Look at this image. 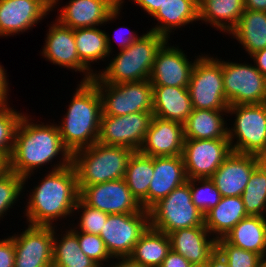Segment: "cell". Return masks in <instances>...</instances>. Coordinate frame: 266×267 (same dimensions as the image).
Returning a JSON list of instances; mask_svg holds the SVG:
<instances>
[{
	"mask_svg": "<svg viewBox=\"0 0 266 267\" xmlns=\"http://www.w3.org/2000/svg\"><path fill=\"white\" fill-rule=\"evenodd\" d=\"M226 116L227 110L193 109L184 123V138L228 139L227 121L230 119L227 120Z\"/></svg>",
	"mask_w": 266,
	"mask_h": 267,
	"instance_id": "4316f807",
	"label": "cell"
},
{
	"mask_svg": "<svg viewBox=\"0 0 266 267\" xmlns=\"http://www.w3.org/2000/svg\"><path fill=\"white\" fill-rule=\"evenodd\" d=\"M52 8L43 0H0V37L29 32Z\"/></svg>",
	"mask_w": 266,
	"mask_h": 267,
	"instance_id": "d6986e66",
	"label": "cell"
},
{
	"mask_svg": "<svg viewBox=\"0 0 266 267\" xmlns=\"http://www.w3.org/2000/svg\"><path fill=\"white\" fill-rule=\"evenodd\" d=\"M55 8L59 10L56 19L73 30L113 23L119 19L123 10L120 0H69L63 6L56 3L52 11L56 10Z\"/></svg>",
	"mask_w": 266,
	"mask_h": 267,
	"instance_id": "7c38bea8",
	"label": "cell"
},
{
	"mask_svg": "<svg viewBox=\"0 0 266 267\" xmlns=\"http://www.w3.org/2000/svg\"><path fill=\"white\" fill-rule=\"evenodd\" d=\"M227 114L235 116L228 128L231 150L266 159V102L229 106Z\"/></svg>",
	"mask_w": 266,
	"mask_h": 267,
	"instance_id": "8992f818",
	"label": "cell"
},
{
	"mask_svg": "<svg viewBox=\"0 0 266 267\" xmlns=\"http://www.w3.org/2000/svg\"><path fill=\"white\" fill-rule=\"evenodd\" d=\"M75 213L80 214L77 215ZM73 215L76 216L75 219L78 218L77 216H80L78 219L79 221L77 220V224L73 223L75 219L70 221V223L72 222L70 225L77 231L100 235L109 214L86 205L80 198H78Z\"/></svg>",
	"mask_w": 266,
	"mask_h": 267,
	"instance_id": "f35d334b",
	"label": "cell"
},
{
	"mask_svg": "<svg viewBox=\"0 0 266 267\" xmlns=\"http://www.w3.org/2000/svg\"><path fill=\"white\" fill-rule=\"evenodd\" d=\"M254 66L266 77V48L250 55Z\"/></svg>",
	"mask_w": 266,
	"mask_h": 267,
	"instance_id": "7dc6e473",
	"label": "cell"
},
{
	"mask_svg": "<svg viewBox=\"0 0 266 267\" xmlns=\"http://www.w3.org/2000/svg\"><path fill=\"white\" fill-rule=\"evenodd\" d=\"M231 152L229 139H184L187 179L210 178Z\"/></svg>",
	"mask_w": 266,
	"mask_h": 267,
	"instance_id": "5bb4252c",
	"label": "cell"
},
{
	"mask_svg": "<svg viewBox=\"0 0 266 267\" xmlns=\"http://www.w3.org/2000/svg\"><path fill=\"white\" fill-rule=\"evenodd\" d=\"M170 250L169 235L149 226L129 256L144 267H160Z\"/></svg>",
	"mask_w": 266,
	"mask_h": 267,
	"instance_id": "d6a6232c",
	"label": "cell"
},
{
	"mask_svg": "<svg viewBox=\"0 0 266 267\" xmlns=\"http://www.w3.org/2000/svg\"><path fill=\"white\" fill-rule=\"evenodd\" d=\"M241 197L247 215L266 217V159L253 170Z\"/></svg>",
	"mask_w": 266,
	"mask_h": 267,
	"instance_id": "e575fe53",
	"label": "cell"
},
{
	"mask_svg": "<svg viewBox=\"0 0 266 267\" xmlns=\"http://www.w3.org/2000/svg\"><path fill=\"white\" fill-rule=\"evenodd\" d=\"M152 118L153 112H137L123 116L101 115L97 142L139 151Z\"/></svg>",
	"mask_w": 266,
	"mask_h": 267,
	"instance_id": "4fadbf2b",
	"label": "cell"
},
{
	"mask_svg": "<svg viewBox=\"0 0 266 267\" xmlns=\"http://www.w3.org/2000/svg\"><path fill=\"white\" fill-rule=\"evenodd\" d=\"M245 9L266 12V0H244Z\"/></svg>",
	"mask_w": 266,
	"mask_h": 267,
	"instance_id": "f907efd6",
	"label": "cell"
},
{
	"mask_svg": "<svg viewBox=\"0 0 266 267\" xmlns=\"http://www.w3.org/2000/svg\"><path fill=\"white\" fill-rule=\"evenodd\" d=\"M44 2H46L51 8H53L54 5H56V3H60L62 0H43Z\"/></svg>",
	"mask_w": 266,
	"mask_h": 267,
	"instance_id": "816d5d0a",
	"label": "cell"
},
{
	"mask_svg": "<svg viewBox=\"0 0 266 267\" xmlns=\"http://www.w3.org/2000/svg\"><path fill=\"white\" fill-rule=\"evenodd\" d=\"M193 204L205 215L221 200V194L210 178L187 179Z\"/></svg>",
	"mask_w": 266,
	"mask_h": 267,
	"instance_id": "74e56055",
	"label": "cell"
},
{
	"mask_svg": "<svg viewBox=\"0 0 266 267\" xmlns=\"http://www.w3.org/2000/svg\"><path fill=\"white\" fill-rule=\"evenodd\" d=\"M54 121L49 124L40 121L35 123L26 112L20 119L7 168L24 177V192L27 190L25 185L28 180L32 179L31 176L37 173L39 168L40 171L50 164L52 169L49 167V170L55 171L71 165L72 154L63 145Z\"/></svg>",
	"mask_w": 266,
	"mask_h": 267,
	"instance_id": "6da1fadb",
	"label": "cell"
},
{
	"mask_svg": "<svg viewBox=\"0 0 266 267\" xmlns=\"http://www.w3.org/2000/svg\"><path fill=\"white\" fill-rule=\"evenodd\" d=\"M135 3V5L139 6L140 9H142L145 13H148L147 15L153 16L159 9L160 6L163 5V3L166 0H131ZM125 0H120V4L124 6Z\"/></svg>",
	"mask_w": 266,
	"mask_h": 267,
	"instance_id": "f6af8a7d",
	"label": "cell"
},
{
	"mask_svg": "<svg viewBox=\"0 0 266 267\" xmlns=\"http://www.w3.org/2000/svg\"><path fill=\"white\" fill-rule=\"evenodd\" d=\"M153 175V157L134 151L129 158L124 179L133 196L145 210H148V188Z\"/></svg>",
	"mask_w": 266,
	"mask_h": 267,
	"instance_id": "836d02e7",
	"label": "cell"
},
{
	"mask_svg": "<svg viewBox=\"0 0 266 267\" xmlns=\"http://www.w3.org/2000/svg\"><path fill=\"white\" fill-rule=\"evenodd\" d=\"M102 99V115L123 116L137 112H152L153 86L151 81L103 83L97 76L91 80Z\"/></svg>",
	"mask_w": 266,
	"mask_h": 267,
	"instance_id": "9c48e42d",
	"label": "cell"
},
{
	"mask_svg": "<svg viewBox=\"0 0 266 267\" xmlns=\"http://www.w3.org/2000/svg\"><path fill=\"white\" fill-rule=\"evenodd\" d=\"M262 267H266V256L263 258Z\"/></svg>",
	"mask_w": 266,
	"mask_h": 267,
	"instance_id": "db71d44e",
	"label": "cell"
},
{
	"mask_svg": "<svg viewBox=\"0 0 266 267\" xmlns=\"http://www.w3.org/2000/svg\"><path fill=\"white\" fill-rule=\"evenodd\" d=\"M217 250L229 267H262L263 258L259 254L235 247L223 238L217 240Z\"/></svg>",
	"mask_w": 266,
	"mask_h": 267,
	"instance_id": "60d3db41",
	"label": "cell"
},
{
	"mask_svg": "<svg viewBox=\"0 0 266 267\" xmlns=\"http://www.w3.org/2000/svg\"><path fill=\"white\" fill-rule=\"evenodd\" d=\"M57 125L63 145L73 154L98 140L102 99L92 81H79Z\"/></svg>",
	"mask_w": 266,
	"mask_h": 267,
	"instance_id": "3957f363",
	"label": "cell"
},
{
	"mask_svg": "<svg viewBox=\"0 0 266 267\" xmlns=\"http://www.w3.org/2000/svg\"><path fill=\"white\" fill-rule=\"evenodd\" d=\"M67 228L62 226L59 233L54 227L52 267H100L81 251L77 235Z\"/></svg>",
	"mask_w": 266,
	"mask_h": 267,
	"instance_id": "1f68e13d",
	"label": "cell"
},
{
	"mask_svg": "<svg viewBox=\"0 0 266 267\" xmlns=\"http://www.w3.org/2000/svg\"><path fill=\"white\" fill-rule=\"evenodd\" d=\"M25 230L14 233V267H52L54 226L26 225Z\"/></svg>",
	"mask_w": 266,
	"mask_h": 267,
	"instance_id": "2e32d148",
	"label": "cell"
},
{
	"mask_svg": "<svg viewBox=\"0 0 266 267\" xmlns=\"http://www.w3.org/2000/svg\"><path fill=\"white\" fill-rule=\"evenodd\" d=\"M184 139V124L153 116L139 152L152 157L182 156Z\"/></svg>",
	"mask_w": 266,
	"mask_h": 267,
	"instance_id": "44dd1931",
	"label": "cell"
},
{
	"mask_svg": "<svg viewBox=\"0 0 266 267\" xmlns=\"http://www.w3.org/2000/svg\"><path fill=\"white\" fill-rule=\"evenodd\" d=\"M148 211L150 227L168 235L179 229L204 225V214L193 204L187 181Z\"/></svg>",
	"mask_w": 266,
	"mask_h": 267,
	"instance_id": "52a82bcc",
	"label": "cell"
},
{
	"mask_svg": "<svg viewBox=\"0 0 266 267\" xmlns=\"http://www.w3.org/2000/svg\"><path fill=\"white\" fill-rule=\"evenodd\" d=\"M15 246L11 235L0 239V267H14Z\"/></svg>",
	"mask_w": 266,
	"mask_h": 267,
	"instance_id": "b9f144b4",
	"label": "cell"
},
{
	"mask_svg": "<svg viewBox=\"0 0 266 267\" xmlns=\"http://www.w3.org/2000/svg\"><path fill=\"white\" fill-rule=\"evenodd\" d=\"M196 60L188 84L193 109L228 110L221 58L202 54Z\"/></svg>",
	"mask_w": 266,
	"mask_h": 267,
	"instance_id": "ba28073f",
	"label": "cell"
},
{
	"mask_svg": "<svg viewBox=\"0 0 266 267\" xmlns=\"http://www.w3.org/2000/svg\"><path fill=\"white\" fill-rule=\"evenodd\" d=\"M245 11L244 0H198L200 23L229 34Z\"/></svg>",
	"mask_w": 266,
	"mask_h": 267,
	"instance_id": "83f0119b",
	"label": "cell"
},
{
	"mask_svg": "<svg viewBox=\"0 0 266 267\" xmlns=\"http://www.w3.org/2000/svg\"><path fill=\"white\" fill-rule=\"evenodd\" d=\"M261 157L232 151L210 179L222 197L241 196Z\"/></svg>",
	"mask_w": 266,
	"mask_h": 267,
	"instance_id": "ffe728a7",
	"label": "cell"
},
{
	"mask_svg": "<svg viewBox=\"0 0 266 267\" xmlns=\"http://www.w3.org/2000/svg\"><path fill=\"white\" fill-rule=\"evenodd\" d=\"M130 30L131 29L127 28V26L126 27L122 26L120 28H117V30L115 29L113 38L115 39L114 41L115 42L117 41L119 45L118 51L128 48L133 42H135L141 36V35H138L137 31L134 32L133 30L132 31Z\"/></svg>",
	"mask_w": 266,
	"mask_h": 267,
	"instance_id": "7bdbcfd3",
	"label": "cell"
},
{
	"mask_svg": "<svg viewBox=\"0 0 266 267\" xmlns=\"http://www.w3.org/2000/svg\"><path fill=\"white\" fill-rule=\"evenodd\" d=\"M149 226V211L145 209L137 213L109 214L99 236L112 258L129 256Z\"/></svg>",
	"mask_w": 266,
	"mask_h": 267,
	"instance_id": "8fae6325",
	"label": "cell"
},
{
	"mask_svg": "<svg viewBox=\"0 0 266 267\" xmlns=\"http://www.w3.org/2000/svg\"><path fill=\"white\" fill-rule=\"evenodd\" d=\"M169 41L158 49L149 80L152 85L188 87L193 66L201 55H195L191 61L185 50L176 44L172 46Z\"/></svg>",
	"mask_w": 266,
	"mask_h": 267,
	"instance_id": "ac0fdd59",
	"label": "cell"
},
{
	"mask_svg": "<svg viewBox=\"0 0 266 267\" xmlns=\"http://www.w3.org/2000/svg\"><path fill=\"white\" fill-rule=\"evenodd\" d=\"M24 177L17 175L6 168L0 173V220L8 215L10 209L14 208L17 202L25 194ZM23 193V194H22ZM16 203V204H15Z\"/></svg>",
	"mask_w": 266,
	"mask_h": 267,
	"instance_id": "8d00e7d4",
	"label": "cell"
},
{
	"mask_svg": "<svg viewBox=\"0 0 266 267\" xmlns=\"http://www.w3.org/2000/svg\"><path fill=\"white\" fill-rule=\"evenodd\" d=\"M52 23V24H51ZM48 27L41 55L53 65L67 68L69 71L81 73L80 81H91L96 75L79 59L74 30L62 25L57 19Z\"/></svg>",
	"mask_w": 266,
	"mask_h": 267,
	"instance_id": "9a60e30c",
	"label": "cell"
},
{
	"mask_svg": "<svg viewBox=\"0 0 266 267\" xmlns=\"http://www.w3.org/2000/svg\"><path fill=\"white\" fill-rule=\"evenodd\" d=\"M105 30L95 27L74 29V38L79 59L96 75L94 63L107 61L114 52L112 37ZM113 50V51H112ZM107 58V60H106Z\"/></svg>",
	"mask_w": 266,
	"mask_h": 267,
	"instance_id": "484cf974",
	"label": "cell"
},
{
	"mask_svg": "<svg viewBox=\"0 0 266 267\" xmlns=\"http://www.w3.org/2000/svg\"><path fill=\"white\" fill-rule=\"evenodd\" d=\"M68 227L77 235L81 251L100 267H107L112 257L106 250L103 239L97 234L79 232L70 225Z\"/></svg>",
	"mask_w": 266,
	"mask_h": 267,
	"instance_id": "ab89813d",
	"label": "cell"
},
{
	"mask_svg": "<svg viewBox=\"0 0 266 267\" xmlns=\"http://www.w3.org/2000/svg\"><path fill=\"white\" fill-rule=\"evenodd\" d=\"M79 198L86 205L107 214L137 213L143 210L124 178L84 186L79 190Z\"/></svg>",
	"mask_w": 266,
	"mask_h": 267,
	"instance_id": "e0dca14e",
	"label": "cell"
},
{
	"mask_svg": "<svg viewBox=\"0 0 266 267\" xmlns=\"http://www.w3.org/2000/svg\"><path fill=\"white\" fill-rule=\"evenodd\" d=\"M152 18L157 20V24L149 31L163 35L169 40L176 29L180 30L183 26L185 28L199 21L198 0H166Z\"/></svg>",
	"mask_w": 266,
	"mask_h": 267,
	"instance_id": "d4e9b609",
	"label": "cell"
},
{
	"mask_svg": "<svg viewBox=\"0 0 266 267\" xmlns=\"http://www.w3.org/2000/svg\"><path fill=\"white\" fill-rule=\"evenodd\" d=\"M246 216L241 196L221 197L220 202L204 215V224L212 237L218 240Z\"/></svg>",
	"mask_w": 266,
	"mask_h": 267,
	"instance_id": "f546056e",
	"label": "cell"
},
{
	"mask_svg": "<svg viewBox=\"0 0 266 267\" xmlns=\"http://www.w3.org/2000/svg\"><path fill=\"white\" fill-rule=\"evenodd\" d=\"M166 40L163 35L153 31H143L128 48L109 56L111 59L107 62L106 68L99 69L96 76L108 84L148 80L156 53Z\"/></svg>",
	"mask_w": 266,
	"mask_h": 267,
	"instance_id": "277c9868",
	"label": "cell"
},
{
	"mask_svg": "<svg viewBox=\"0 0 266 267\" xmlns=\"http://www.w3.org/2000/svg\"><path fill=\"white\" fill-rule=\"evenodd\" d=\"M160 267H194L185 257L172 249L161 263Z\"/></svg>",
	"mask_w": 266,
	"mask_h": 267,
	"instance_id": "ee69618b",
	"label": "cell"
},
{
	"mask_svg": "<svg viewBox=\"0 0 266 267\" xmlns=\"http://www.w3.org/2000/svg\"><path fill=\"white\" fill-rule=\"evenodd\" d=\"M229 244L266 256V217L246 216L223 238Z\"/></svg>",
	"mask_w": 266,
	"mask_h": 267,
	"instance_id": "f1b7e54d",
	"label": "cell"
},
{
	"mask_svg": "<svg viewBox=\"0 0 266 267\" xmlns=\"http://www.w3.org/2000/svg\"><path fill=\"white\" fill-rule=\"evenodd\" d=\"M171 249L194 267H205L217 249V240L203 226L183 228L169 234Z\"/></svg>",
	"mask_w": 266,
	"mask_h": 267,
	"instance_id": "7402d4cb",
	"label": "cell"
},
{
	"mask_svg": "<svg viewBox=\"0 0 266 267\" xmlns=\"http://www.w3.org/2000/svg\"><path fill=\"white\" fill-rule=\"evenodd\" d=\"M46 172L45 176L41 174L43 177L31 192L27 190L29 193H26L23 216H26L25 223L31 226L55 227L57 221L67 218L70 221L74 216L79 190L73 165L55 171L47 169Z\"/></svg>",
	"mask_w": 266,
	"mask_h": 267,
	"instance_id": "7a4b0ae2",
	"label": "cell"
},
{
	"mask_svg": "<svg viewBox=\"0 0 266 267\" xmlns=\"http://www.w3.org/2000/svg\"><path fill=\"white\" fill-rule=\"evenodd\" d=\"M116 259V260H115ZM107 267H144L130 256H120L112 258V262Z\"/></svg>",
	"mask_w": 266,
	"mask_h": 267,
	"instance_id": "c3c4849f",
	"label": "cell"
},
{
	"mask_svg": "<svg viewBox=\"0 0 266 267\" xmlns=\"http://www.w3.org/2000/svg\"><path fill=\"white\" fill-rule=\"evenodd\" d=\"M133 150L96 142L72 154L78 190L84 186L123 179Z\"/></svg>",
	"mask_w": 266,
	"mask_h": 267,
	"instance_id": "5b68a950",
	"label": "cell"
},
{
	"mask_svg": "<svg viewBox=\"0 0 266 267\" xmlns=\"http://www.w3.org/2000/svg\"><path fill=\"white\" fill-rule=\"evenodd\" d=\"M223 85L229 106L266 102V77L249 62L222 60Z\"/></svg>",
	"mask_w": 266,
	"mask_h": 267,
	"instance_id": "30bf717a",
	"label": "cell"
},
{
	"mask_svg": "<svg viewBox=\"0 0 266 267\" xmlns=\"http://www.w3.org/2000/svg\"><path fill=\"white\" fill-rule=\"evenodd\" d=\"M7 70L0 63V103H8L9 101V91L10 84L9 78L7 76Z\"/></svg>",
	"mask_w": 266,
	"mask_h": 267,
	"instance_id": "bcb514c9",
	"label": "cell"
},
{
	"mask_svg": "<svg viewBox=\"0 0 266 267\" xmlns=\"http://www.w3.org/2000/svg\"><path fill=\"white\" fill-rule=\"evenodd\" d=\"M7 168V164L0 158V173Z\"/></svg>",
	"mask_w": 266,
	"mask_h": 267,
	"instance_id": "f5cc1de1",
	"label": "cell"
},
{
	"mask_svg": "<svg viewBox=\"0 0 266 267\" xmlns=\"http://www.w3.org/2000/svg\"><path fill=\"white\" fill-rule=\"evenodd\" d=\"M205 267H229V265L227 263V260L216 249V251L210 256Z\"/></svg>",
	"mask_w": 266,
	"mask_h": 267,
	"instance_id": "681fc988",
	"label": "cell"
},
{
	"mask_svg": "<svg viewBox=\"0 0 266 267\" xmlns=\"http://www.w3.org/2000/svg\"><path fill=\"white\" fill-rule=\"evenodd\" d=\"M24 113L0 103V158L7 164L14 147L15 133Z\"/></svg>",
	"mask_w": 266,
	"mask_h": 267,
	"instance_id": "d590c367",
	"label": "cell"
},
{
	"mask_svg": "<svg viewBox=\"0 0 266 267\" xmlns=\"http://www.w3.org/2000/svg\"><path fill=\"white\" fill-rule=\"evenodd\" d=\"M248 56L266 48V12L245 9L237 25L230 31Z\"/></svg>",
	"mask_w": 266,
	"mask_h": 267,
	"instance_id": "4dcf8cb0",
	"label": "cell"
},
{
	"mask_svg": "<svg viewBox=\"0 0 266 267\" xmlns=\"http://www.w3.org/2000/svg\"><path fill=\"white\" fill-rule=\"evenodd\" d=\"M153 86V116L184 124L193 111L187 87Z\"/></svg>",
	"mask_w": 266,
	"mask_h": 267,
	"instance_id": "cb8c5ba5",
	"label": "cell"
},
{
	"mask_svg": "<svg viewBox=\"0 0 266 267\" xmlns=\"http://www.w3.org/2000/svg\"><path fill=\"white\" fill-rule=\"evenodd\" d=\"M154 175L148 188V210L187 181L182 156L153 157Z\"/></svg>",
	"mask_w": 266,
	"mask_h": 267,
	"instance_id": "603a6c76",
	"label": "cell"
}]
</instances>
